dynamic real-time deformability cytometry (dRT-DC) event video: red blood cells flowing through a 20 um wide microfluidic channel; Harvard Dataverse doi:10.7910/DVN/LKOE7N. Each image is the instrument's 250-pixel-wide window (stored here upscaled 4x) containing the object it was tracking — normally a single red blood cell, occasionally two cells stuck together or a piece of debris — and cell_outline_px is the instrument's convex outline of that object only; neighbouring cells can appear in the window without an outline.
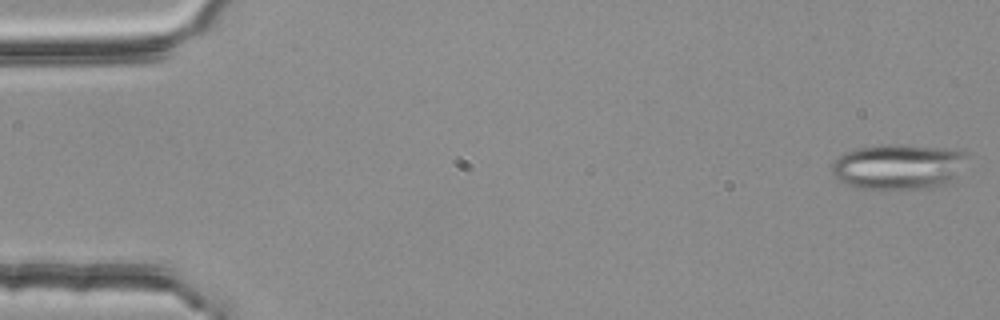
{"species": "common noctule bat (a hibernating species)", "species_latin": "Nyctalus noctula", "temperature_condition": "room temperature", "stored_images_in_passage": 17, "camera_frame_rate_fps": 3000, "um_per_image_px": 0.085, "animal": {"sex": "female", "body_mass_g": 25.1}, "frame": {"image": 1, "passage_image": 1, "time_ms": 0.0, "image_size_px": [1000, 320], "cell_outline_px": [[968, 152], [952, 184], [932, 188], [860, 188], [848, 184], [832, 176], [832, 164], [844, 152], [856, 148], [880, 144], [908, 144], [952, 148]], "centroid_in_image_um": [76.4, 14.14], "position_along_channel_um": 8.6, "area_um2": 36.13}}